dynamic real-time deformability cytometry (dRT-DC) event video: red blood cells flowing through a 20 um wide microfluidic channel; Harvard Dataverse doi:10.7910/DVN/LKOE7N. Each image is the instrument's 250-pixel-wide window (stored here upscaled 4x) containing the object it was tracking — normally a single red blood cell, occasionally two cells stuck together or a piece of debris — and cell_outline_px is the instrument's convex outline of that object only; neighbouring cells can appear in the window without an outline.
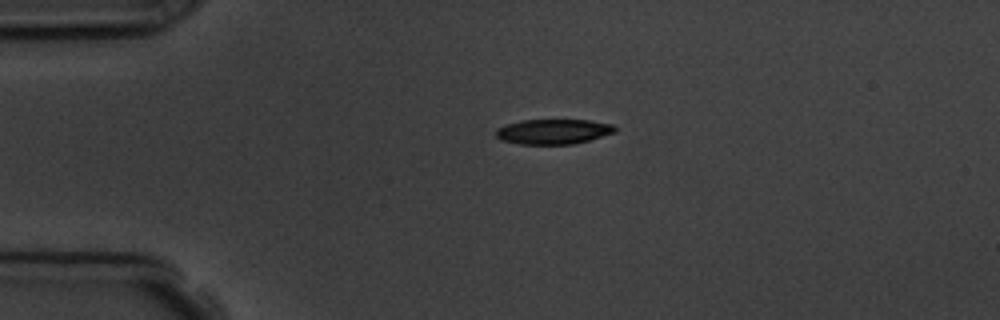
{"species": "common noctule bat (a hibernating species)", "species_latin": "Nyctalus noctula", "temperature_condition": "room temperature", "stored_images_in_passage": 7, "camera_frame_rate_fps": 3000, "um_per_image_px": 0.085, "animal": {"sex": "male", "body_mass_g": 19.5, "forearm_length_mm": 54.6}, "frame": {"image": 1, "passage_image": 1, "time_ms": 0.0, "image_size_px": [1000, 320], "cell_outline_px": [[616, 132], [588, 140], [572, 144], [520, 144], [500, 140], [496, 136], [496, 128], [508, 124], [524, 120], [588, 120], [612, 124], [616, 128]], "centroid_in_image_um": [47.02, 11.18], "position_along_channel_um": 38.0, "area_um2": 17.22}}
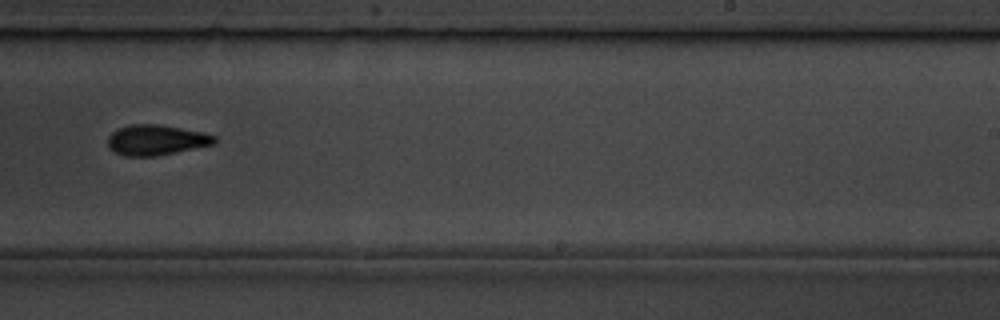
{"frame": {"image": 2, "passage_image": 7, "time_ms": 7.0, "image_size_px": [1000, 320], "cell_outline_px": [[216, 144], [156, 156], [124, 156], [108, 148], [108, 136], [112, 132], [128, 124], [160, 124], [204, 132], [216, 136]], "centroid_in_image_um": [13.29, 11.89], "position_along_channel_um": 275.7, "area_um2": 19.02}}